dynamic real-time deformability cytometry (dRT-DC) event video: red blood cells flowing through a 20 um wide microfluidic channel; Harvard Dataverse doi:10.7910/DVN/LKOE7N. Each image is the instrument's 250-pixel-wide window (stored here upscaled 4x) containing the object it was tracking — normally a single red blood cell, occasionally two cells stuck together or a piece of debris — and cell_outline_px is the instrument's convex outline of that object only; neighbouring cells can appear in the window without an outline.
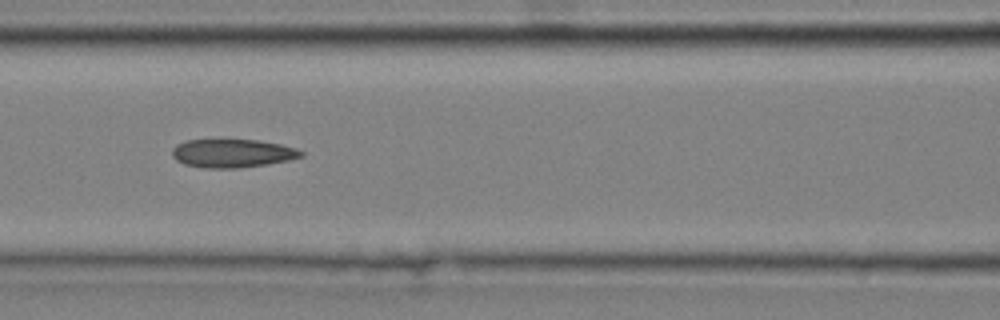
{"species": "common noctule bat (a hibernating species)", "species_latin": "Nyctalus noctula", "temperature_condition": "cold", "stored_images_in_passage": 7, "camera_frame_rate_fps": 3000, "um_per_image_px": 0.085, "animal": {"sex": "male", "body_mass_g": 20.4}, "frame": {"image": 1, "passage_image": 6, "time_ms": 1.667, "image_size_px": [1000, 320], "cell_outline_px": [[304, 156], [288, 160], [268, 164], [236, 168], [204, 168], [184, 164], [176, 160], [172, 156], [172, 148], [176, 144], [184, 140], [224, 136], [260, 140], [280, 144], [296, 148], [304, 152]], "centroid_in_image_um": [19.7, 12.97], "position_along_channel_um": 146.9, "area_um2": 22.54}}
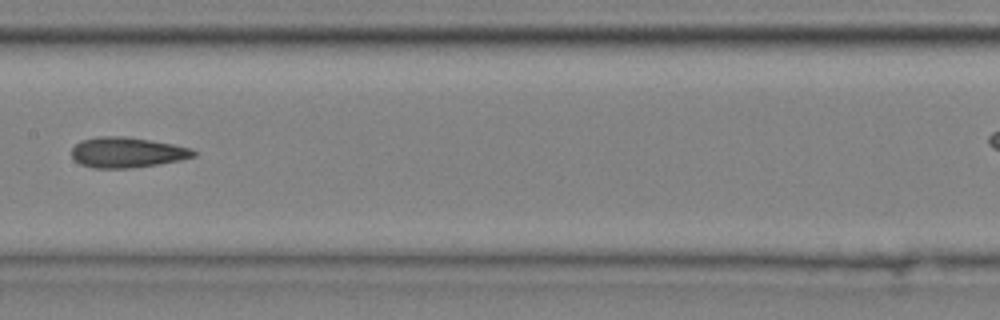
{"frame": {"image": 2, "passage_image": 7, "time_ms": 2.0, "image_size_px": [1000, 320], "cell_outline_px": [[196, 156], [180, 160], [132, 168], [92, 168], [80, 164], [72, 156], [72, 148], [80, 140], [100, 136], [124, 136], [172, 144], [192, 148], [196, 152]], "centroid_in_image_um": [10.78, 12.95], "position_along_channel_um": 196.6, "area_um2": 21.5}}